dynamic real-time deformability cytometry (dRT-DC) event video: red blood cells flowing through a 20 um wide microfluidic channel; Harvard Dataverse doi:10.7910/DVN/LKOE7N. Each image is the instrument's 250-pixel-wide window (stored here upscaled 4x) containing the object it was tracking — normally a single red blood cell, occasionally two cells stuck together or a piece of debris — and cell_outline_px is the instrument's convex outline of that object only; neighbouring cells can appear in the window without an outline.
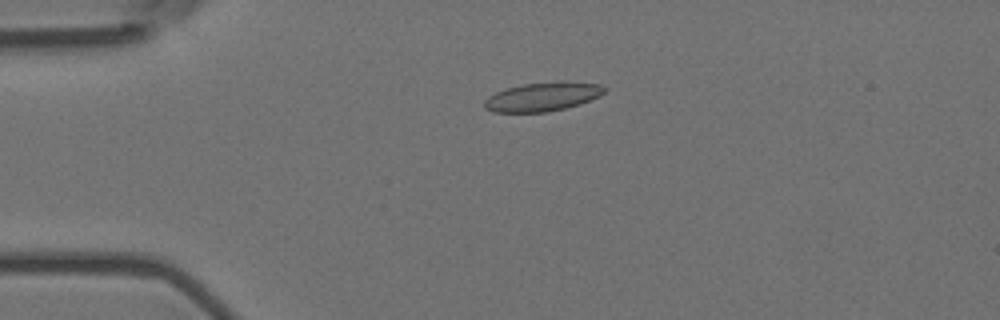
{"species": "Egyptian fruit bat (a non-hibernating species)", "species_latin": "Rousettus aegyptiacus", "temperature_condition": "room temperature", "stored_images_in_passage": 4, "camera_frame_rate_fps": 3000, "um_per_image_px": 0.085, "animal": {"sex": "female"}, "frame": {"image": 1, "passage_image": 3, "time_ms": 0.667, "image_size_px": [1000, 320], "cell_outline_px": [[604, 92], [600, 96], [580, 104], [548, 112], [492, 112], [484, 108], [484, 100], [488, 96], [504, 88], [524, 84], [560, 80], [564, 80], [600, 84], [604, 88]], "centroid_in_image_um": [46.1, 8.21], "position_along_channel_um": 38.9, "area_um2": 20.46}}